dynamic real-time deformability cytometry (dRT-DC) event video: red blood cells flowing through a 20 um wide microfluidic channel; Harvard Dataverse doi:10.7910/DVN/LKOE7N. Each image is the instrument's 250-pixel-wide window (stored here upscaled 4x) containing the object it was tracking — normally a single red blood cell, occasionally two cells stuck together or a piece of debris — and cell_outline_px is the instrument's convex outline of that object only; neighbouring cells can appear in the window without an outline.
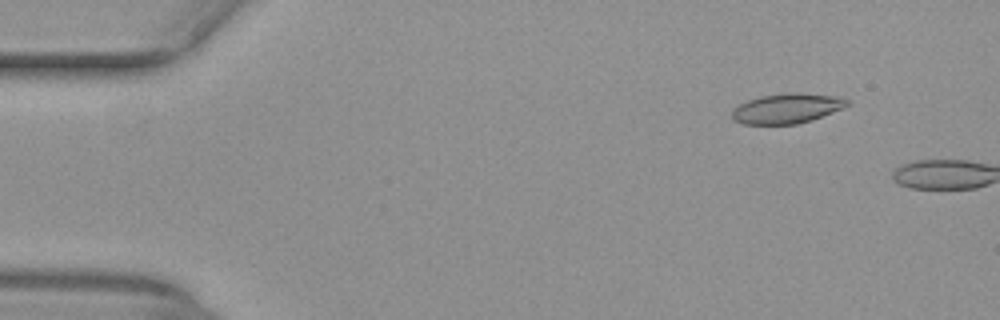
{"species": "common noctule bat (a hibernating species)", "species_latin": "Nyctalus noctula", "temperature_condition": "warm", "stored_images_in_passage": 8, "camera_frame_rate_fps": 3000, "um_per_image_px": 0.085, "animal": {"sex": "female", "body_mass_g": 29.2, "forearm_length_mm": 56.3}, "frame": {"image": 1, "passage_image": 6, "time_ms": 1.667, "image_size_px": [1000, 320], "cell_outline_px": [[852, 104], [844, 108], [812, 120], [796, 124], [744, 124], [732, 120], [732, 108], [748, 100], [760, 96], [784, 92], [796, 92], [844, 96]], "centroid_in_image_um": [66.94, 9.2], "position_along_channel_um": 18.1, "area_um2": 20.58}}